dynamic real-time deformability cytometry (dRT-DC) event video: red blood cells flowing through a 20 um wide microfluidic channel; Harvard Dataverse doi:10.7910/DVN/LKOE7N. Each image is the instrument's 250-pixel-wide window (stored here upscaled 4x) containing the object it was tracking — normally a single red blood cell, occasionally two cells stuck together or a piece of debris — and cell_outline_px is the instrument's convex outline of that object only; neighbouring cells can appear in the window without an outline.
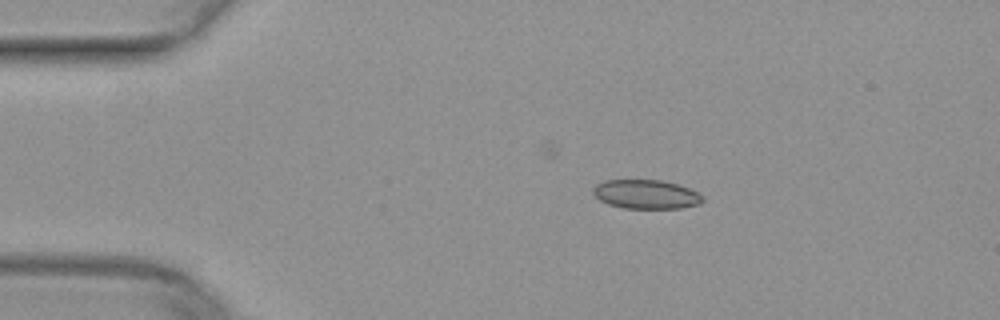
{"species": "common noctule bat (a hibernating species)", "species_latin": "Nyctalus noctula", "temperature_condition": "warm", "stored_images_in_passage": 30, "camera_frame_rate_fps": 3000, "um_per_image_px": 0.085, "animal": {"sex": "female", "body_mass_g": 29.2, "forearm_length_mm": 56.3}, "frame": {"image": 1, "passage_image": 1, "time_ms": 0.0, "image_size_px": [1000, 320], "cell_outline_px": [[704, 200], [700, 204], [680, 208], [624, 208], [608, 204], [600, 200], [592, 192], [592, 188], [596, 184], [604, 180], [664, 180], [688, 188], [704, 196]], "centroid_in_image_um": [54.91, 16.51], "position_along_channel_um": 30.1, "area_um2": 18.55}}
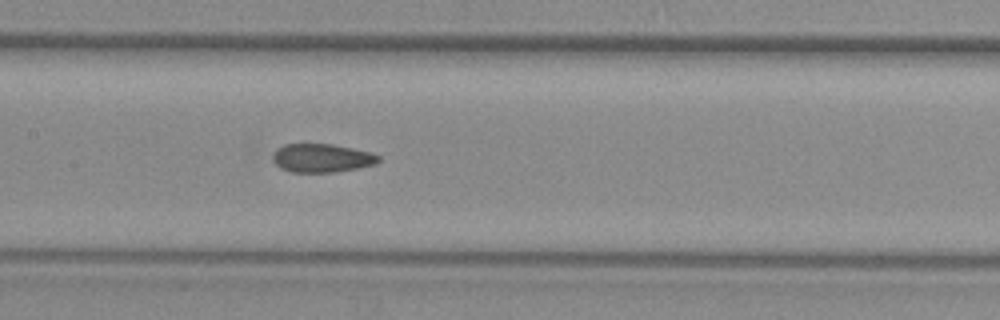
{"frame": {"image": 2, "passage_image": 16, "time_ms": 5.0, "image_size_px": [1000, 320], "cell_outline_px": [[380, 160], [376, 164], [336, 172], [292, 172], [280, 168], [272, 160], [272, 156], [276, 148], [284, 144], [332, 144], [372, 152], [380, 156]], "centroid_in_image_um": [27.34, 13.43], "position_along_channel_um": 180.1, "area_um2": 17.69}}
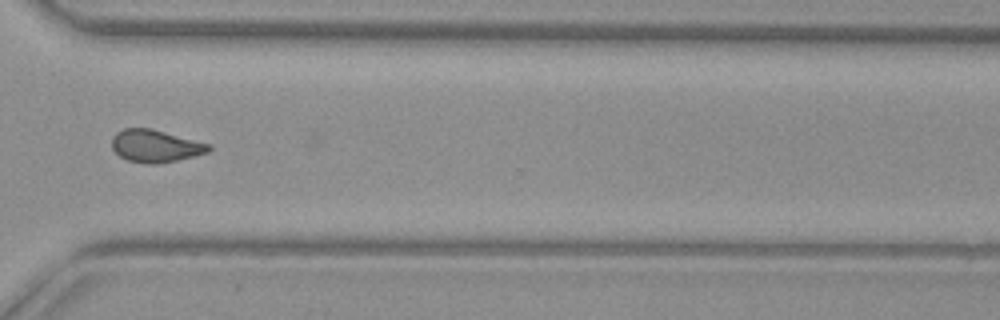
{"frame": {"image": 3, "passage_image": 29, "time_ms": 9.333, "image_size_px": [1000, 320], "cell_outline_px": [[212, 148], [208, 152], [176, 160], [156, 164], [148, 164], [128, 160], [120, 156], [112, 148], [112, 136], [116, 132], [124, 128], [152, 128], [212, 144]], "centroid_in_image_um": [13.22, 12.39], "position_along_channel_um": 357.4, "area_um2": 18.38}}